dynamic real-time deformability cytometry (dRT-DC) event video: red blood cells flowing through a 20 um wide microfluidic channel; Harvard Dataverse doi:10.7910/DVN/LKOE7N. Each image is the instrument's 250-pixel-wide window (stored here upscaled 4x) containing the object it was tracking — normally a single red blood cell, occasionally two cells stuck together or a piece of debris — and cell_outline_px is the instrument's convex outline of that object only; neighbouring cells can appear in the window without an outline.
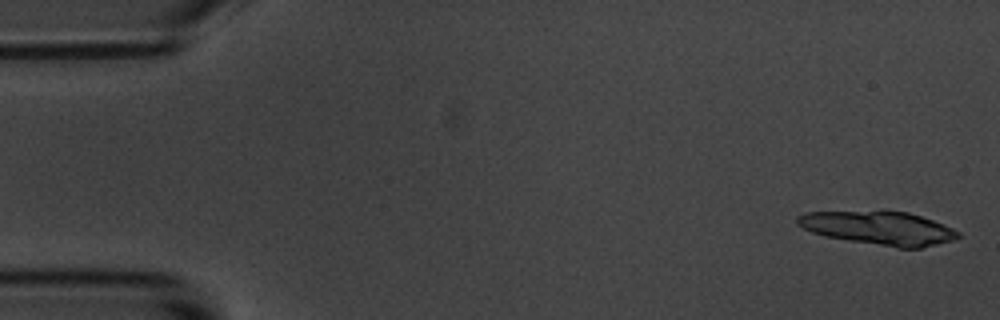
{"species": "common noctule bat (a hibernating species)", "species_latin": "Nyctalus noctula", "temperature_condition": "room temperature", "stored_images_in_passage": 7, "camera_frame_rate_fps": 3000, "um_per_image_px": 0.085, "animal": {"sex": "male", "body_mass_g": 20.1, "forearm_length_mm": 53.5}, "frame": {"image": 1, "passage_image": 1, "time_ms": 0.0, "image_size_px": [1000, 320], "cell_outline_px": [[960, 236], [952, 240], [920, 248], [896, 248], [824, 236], [812, 232], [796, 224], [796, 216], [804, 212], [908, 212], [932, 220], [952, 228], [960, 232]], "centroid_in_image_um": [74.68, 19.4], "position_along_channel_um": 10.3, "area_um2": 30.92}}